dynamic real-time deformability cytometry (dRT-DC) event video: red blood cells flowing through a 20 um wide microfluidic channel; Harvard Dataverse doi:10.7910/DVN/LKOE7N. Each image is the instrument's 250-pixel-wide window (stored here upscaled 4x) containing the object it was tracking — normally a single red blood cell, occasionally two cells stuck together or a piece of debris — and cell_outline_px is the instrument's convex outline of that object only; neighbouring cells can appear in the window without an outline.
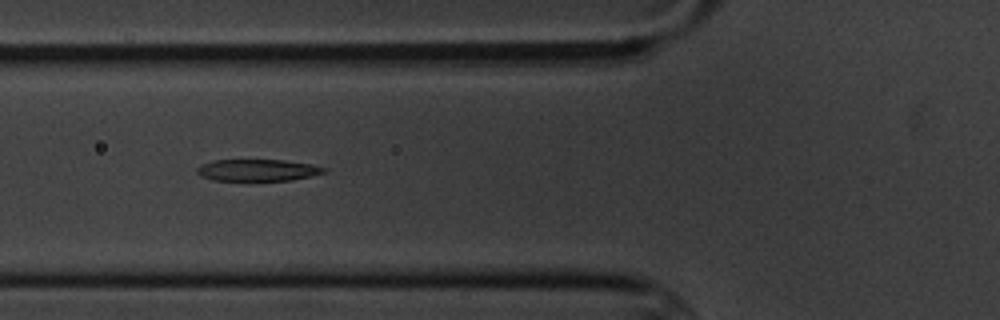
{"species": "common noctule bat (a hibernating species)", "species_latin": "Nyctalus noctula", "temperature_condition": "cold", "stored_images_in_passage": 7, "camera_frame_rate_fps": 3000, "um_per_image_px": 0.085, "animal": {"sex": "male", "body_mass_g": 20.1, "forearm_length_mm": 53.5}, "frame": {"image": 1, "passage_image": 6, "time_ms": 5.667, "image_size_px": [1000, 320], "cell_outline_px": [[328, 172], [292, 180], [212, 180], [200, 176], [196, 172], [196, 168], [200, 164], [212, 160], [284, 160], [312, 164], [328, 168]], "centroid_in_image_um": [21.9, 14.45], "position_along_channel_um": 103.9, "area_um2": 16.24}}
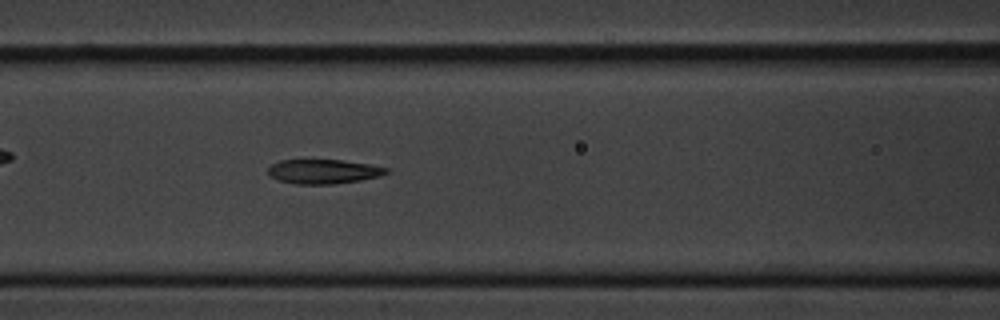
{"frame": {"image": 2, "passage_image": 7, "time_ms": 6.667, "image_size_px": [1000, 320], "cell_outline_px": [[388, 172], [380, 176], [360, 180], [332, 184], [296, 184], [276, 180], [268, 176], [268, 168], [272, 164], [280, 160], [340, 160], [368, 164], [388, 168]], "centroid_in_image_um": [27.44, 14.58], "position_along_channel_um": 139.2, "area_um2": 16.76}}